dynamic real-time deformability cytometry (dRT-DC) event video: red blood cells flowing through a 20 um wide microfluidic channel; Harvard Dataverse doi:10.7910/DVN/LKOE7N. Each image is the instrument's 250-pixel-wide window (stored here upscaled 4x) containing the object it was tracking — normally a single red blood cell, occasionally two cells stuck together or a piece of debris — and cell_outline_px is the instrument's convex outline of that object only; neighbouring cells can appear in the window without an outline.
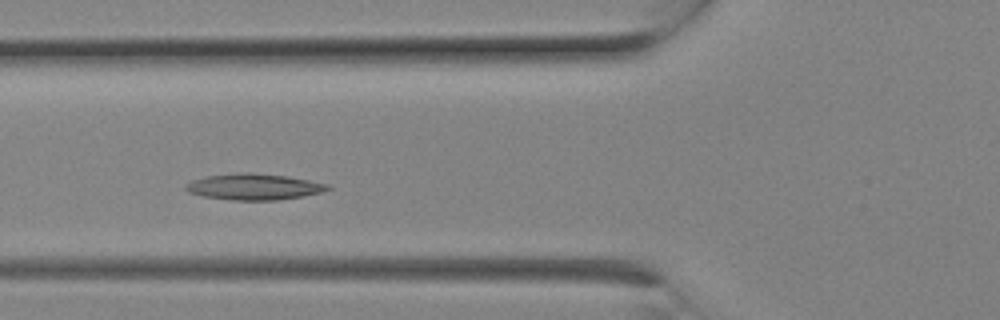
{"species": "Egyptian fruit bat (a non-hibernating species)", "species_latin": "Rousettus aegyptiacus", "temperature_condition": "room temperature", "stored_images_in_passage": 7, "camera_frame_rate_fps": 3000, "um_per_image_px": 0.085, "animal": {"sex": "female"}, "frame": {"image": 1, "passage_image": 6, "time_ms": 1.667, "image_size_px": [1000, 320], "cell_outline_px": [[332, 188], [320, 192], [304, 196], [276, 200], [232, 200], [204, 196], [188, 192], [184, 188], [192, 180], [204, 176], [240, 172], [252, 172], [288, 176], [328, 184]], "centroid_in_image_um": [21.58, 15.86], "position_along_channel_um": 104.2, "area_um2": 21.62}}
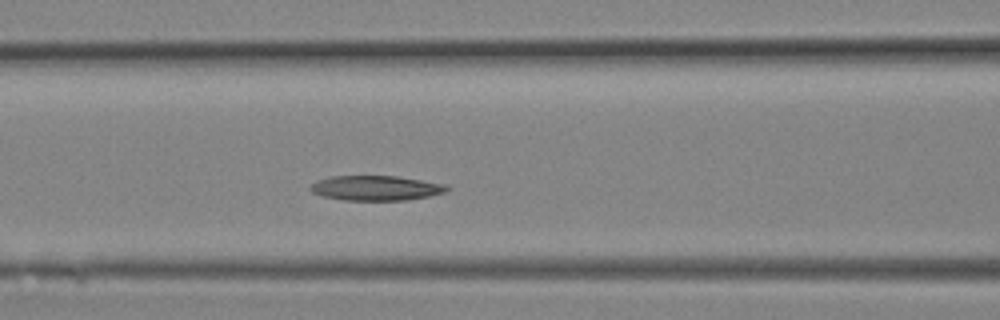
{"frame": {"image": 2, "passage_image": 7, "time_ms": 2.0, "image_size_px": [1000, 320], "cell_outline_px": [[452, 188], [448, 192], [408, 200], [344, 200], [324, 196], [312, 192], [308, 188], [316, 180], [328, 176], [396, 176], [444, 184]], "centroid_in_image_um": [31.96, 15.98], "position_along_channel_um": 134.6, "area_um2": 19.83}}